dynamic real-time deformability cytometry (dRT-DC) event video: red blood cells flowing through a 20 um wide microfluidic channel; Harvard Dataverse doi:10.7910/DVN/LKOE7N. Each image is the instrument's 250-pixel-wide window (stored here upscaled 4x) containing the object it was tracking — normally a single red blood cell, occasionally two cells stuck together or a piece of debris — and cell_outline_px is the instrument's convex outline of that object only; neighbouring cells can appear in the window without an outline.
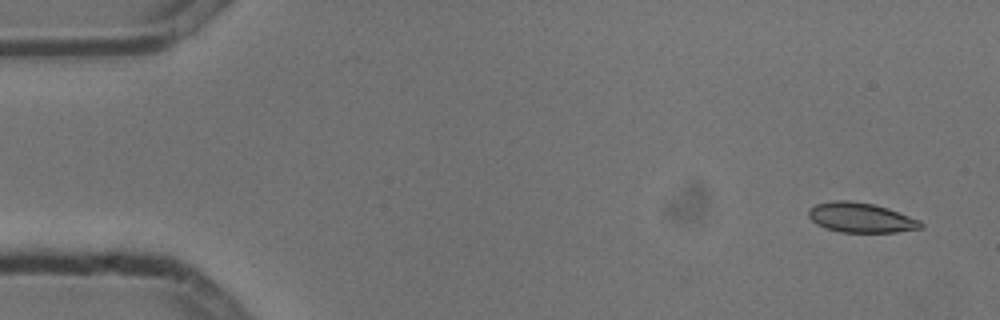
{"species": "common noctule bat (a hibernating species)", "species_latin": "Nyctalus noctula", "temperature_condition": "cold", "stored_images_in_passage": 4, "camera_frame_rate_fps": 3000, "um_per_image_px": 0.085, "animal": {"sex": "male", "body_mass_g": 13.3}, "frame": {"image": 1, "passage_image": 1, "time_ms": 0.0, "image_size_px": [1000, 320], "cell_outline_px": [[924, 228], [896, 232], [840, 232], [824, 228], [816, 224], [808, 216], [808, 208], [816, 204], [832, 200], [848, 200], [872, 204], [888, 208], [920, 220], [924, 224]], "centroid_in_image_um": [73.16, 18.5], "position_along_channel_um": 11.8, "area_um2": 19.65}}